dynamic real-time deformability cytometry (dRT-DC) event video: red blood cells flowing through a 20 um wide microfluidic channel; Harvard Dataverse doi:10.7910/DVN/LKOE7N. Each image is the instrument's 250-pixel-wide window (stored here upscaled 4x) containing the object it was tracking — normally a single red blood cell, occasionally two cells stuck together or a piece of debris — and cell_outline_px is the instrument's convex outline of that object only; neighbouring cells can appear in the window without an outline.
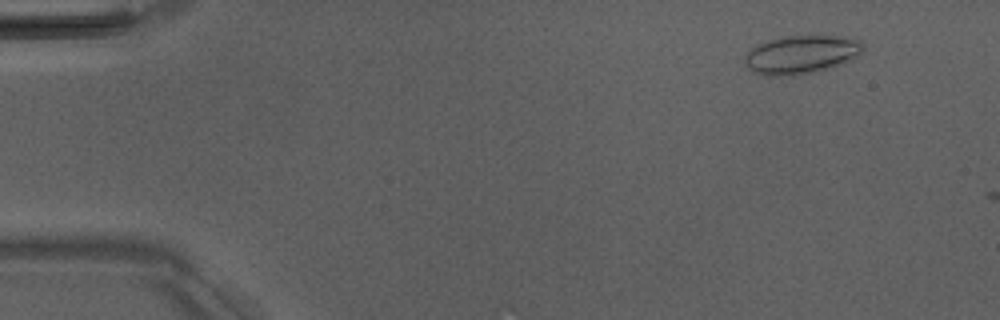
{"species": "Egyptian fruit bat (a non-hibernating species)", "species_latin": "Rousettus aegyptiacus", "temperature_condition": "room temperature", "stored_images_in_passage": 6, "camera_frame_rate_fps": 3000, "um_per_image_px": 0.085, "animal": {"sex": "male"}, "frame": {"image": 1, "passage_image": 6, "time_ms": 6.0, "image_size_px": [1000, 320], "cell_outline_px": [[864, 48], [852, 60], [844, 64], [832, 68], [792, 76], [768, 76], [752, 72], [748, 68], [744, 60], [744, 56], [756, 44], [768, 40], [784, 36], [812, 32], [844, 36], [860, 40], [864, 44]], "centroid_in_image_um": [68.14, 4.59], "position_along_channel_um": 16.9, "area_um2": 27.69}}